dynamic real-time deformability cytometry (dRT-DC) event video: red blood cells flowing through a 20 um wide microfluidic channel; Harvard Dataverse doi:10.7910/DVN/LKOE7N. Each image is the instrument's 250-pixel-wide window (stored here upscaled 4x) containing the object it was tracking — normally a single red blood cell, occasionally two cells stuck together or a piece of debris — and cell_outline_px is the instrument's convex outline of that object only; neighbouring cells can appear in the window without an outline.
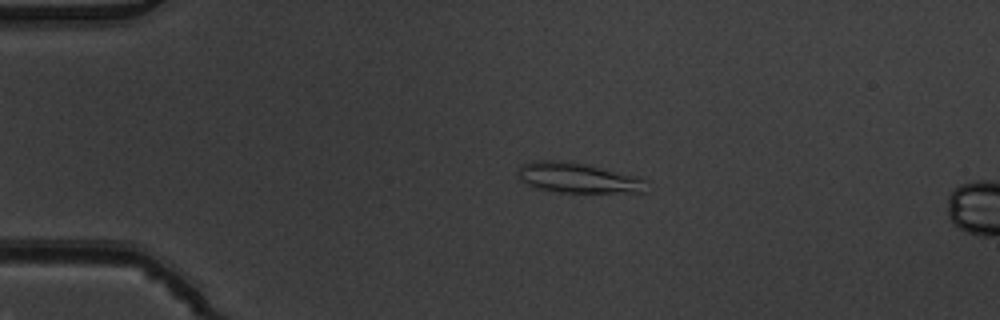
{"species": "common noctule bat (a hibernating species)", "species_latin": "Nyctalus noctula", "temperature_condition": "warm", "stored_images_in_passage": 5, "camera_frame_rate_fps": 3000, "um_per_image_px": 0.085, "animal": {"sex": "male", "body_mass_g": 19.5, "forearm_length_mm": 54.6}, "frame": {"image": 1, "passage_image": 3, "time_ms": 0.667, "image_size_px": [1000, 320], "cell_outline_px": [[644, 192], [560, 192], [540, 188], [528, 184], [520, 180], [520, 164], [532, 160], [572, 160], [640, 176], [644, 180]], "centroid_in_image_um": [49.13, 15.08], "position_along_channel_um": 35.9, "area_um2": 22.66}}